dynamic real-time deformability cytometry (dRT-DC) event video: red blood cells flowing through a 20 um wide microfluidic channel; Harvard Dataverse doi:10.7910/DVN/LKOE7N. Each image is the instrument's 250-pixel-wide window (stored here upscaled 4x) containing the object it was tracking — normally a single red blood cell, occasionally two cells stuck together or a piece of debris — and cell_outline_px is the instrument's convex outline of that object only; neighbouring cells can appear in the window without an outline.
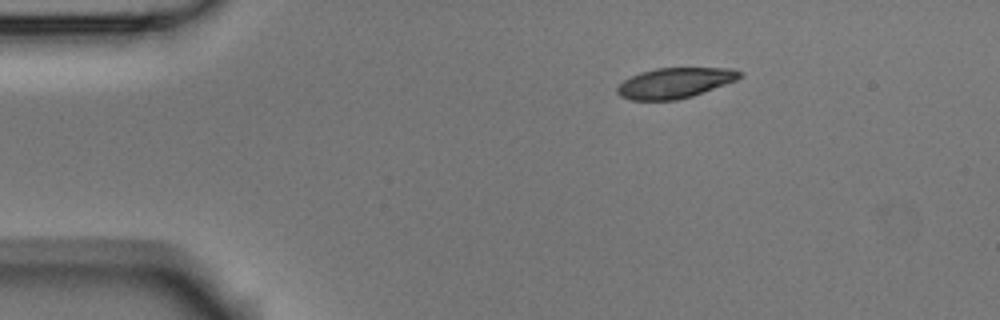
{"species": "Egyptian fruit bat (a non-hibernating species)", "species_latin": "Rousettus aegyptiacus", "temperature_condition": "room temperature", "stored_images_in_passage": 3, "camera_frame_rate_fps": 3000, "um_per_image_px": 0.085, "animal": {"sex": "male"}, "frame": {"image": 1, "passage_image": 1, "time_ms": 0.0, "image_size_px": [1000, 320], "cell_outline_px": [[744, 76], [736, 80], [692, 96], [676, 100], [632, 100], [620, 96], [616, 92], [616, 88], [624, 80], [640, 72], [656, 68], [732, 68], [744, 72]], "centroid_in_image_um": [57.38, 7.04], "position_along_channel_um": 27.6, "area_um2": 21.68}}
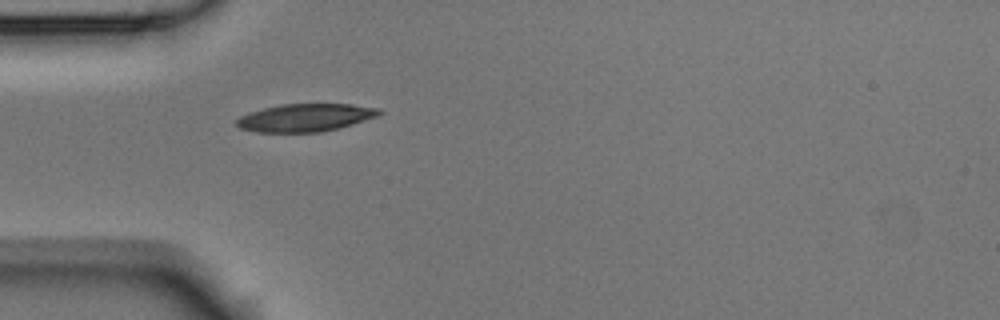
{"frame": {"image": 2, "passage_image": 3, "time_ms": 0.667, "image_size_px": [1000, 320], "cell_outline_px": [[384, 112], [376, 116], [352, 124], [320, 132], [256, 132], [240, 128], [236, 124], [236, 120], [240, 116], [248, 112], [280, 104], [352, 104], [380, 108]], "centroid_in_image_um": [25.94, 9.99], "position_along_channel_um": 59.1, "area_um2": 23.0}}